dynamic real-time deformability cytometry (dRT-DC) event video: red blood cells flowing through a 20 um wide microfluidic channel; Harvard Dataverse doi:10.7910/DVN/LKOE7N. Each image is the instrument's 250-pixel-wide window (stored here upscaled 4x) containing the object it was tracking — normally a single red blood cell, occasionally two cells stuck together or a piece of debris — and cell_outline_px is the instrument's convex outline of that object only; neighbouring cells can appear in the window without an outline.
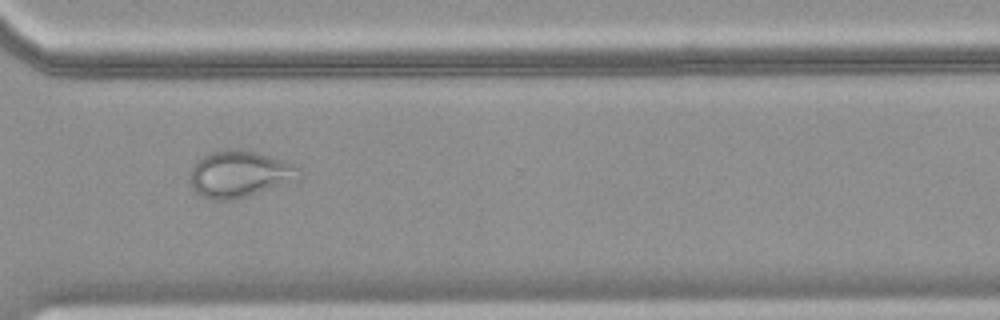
{"species": "common noctule bat (a hibernating species)", "species_latin": "Nyctalus noctula", "temperature_condition": "warm", "stored_images_in_passage": 42, "camera_frame_rate_fps": 3000, "um_per_image_px": 0.085, "animal": {"sex": "female", "body_mass_g": 18.4}, "frame": {"image": 1, "passage_image": 32, "time_ms": 10.333, "image_size_px": [1000, 320], "cell_outline_px": [[300, 180], [232, 200], [212, 200], [200, 196], [196, 192], [188, 180], [188, 176], [196, 160], [208, 152], [220, 148], [236, 148], [256, 152], [296, 164], [300, 168]], "centroid_in_image_um": [20.34, 14.77], "position_along_channel_um": 350.3, "area_um2": 30.29}}
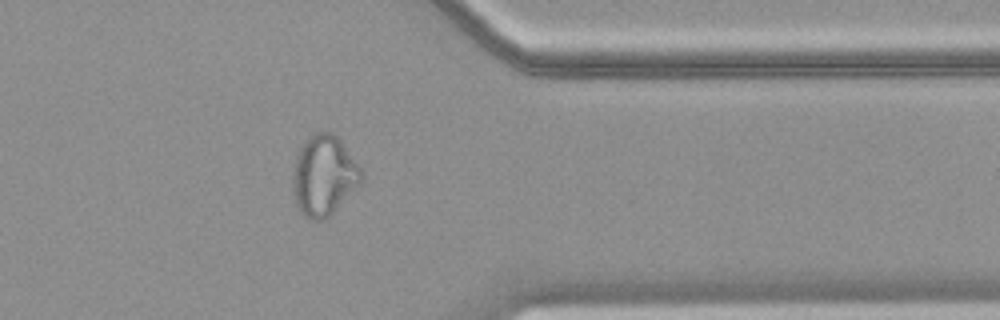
{"frame": {"image": 2, "passage_image": 35, "time_ms": 11.333, "image_size_px": [1000, 320], "cell_outline_px": [[364, 176], [360, 184], [324, 220], [308, 220], [300, 212], [296, 204], [292, 192], [292, 172], [296, 156], [304, 140], [308, 136], [316, 132], [332, 132], [340, 140], [360, 168]], "centroid_in_image_um": [27.48, 14.92], "position_along_channel_um": 383.9, "area_um2": 32.02}}
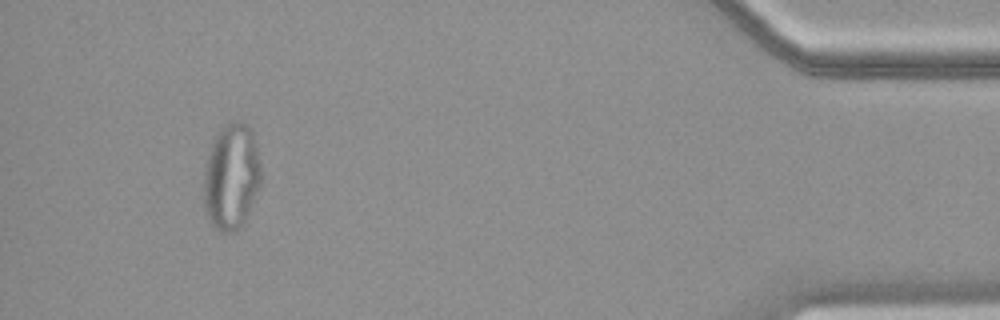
{"frame": {"image": 3, "passage_image": 41, "time_ms": 13.333, "image_size_px": [1000, 320], "cell_outline_px": [[260, 188], [240, 228], [232, 232], [224, 232], [216, 228], [208, 220], [204, 208], [204, 164], [208, 152], [216, 136], [224, 124], [232, 120], [240, 120], [248, 124], [252, 128], [260, 164]], "centroid_in_image_um": [19.66, 14.98], "position_along_channel_um": 415.5, "area_um2": 35.66}}